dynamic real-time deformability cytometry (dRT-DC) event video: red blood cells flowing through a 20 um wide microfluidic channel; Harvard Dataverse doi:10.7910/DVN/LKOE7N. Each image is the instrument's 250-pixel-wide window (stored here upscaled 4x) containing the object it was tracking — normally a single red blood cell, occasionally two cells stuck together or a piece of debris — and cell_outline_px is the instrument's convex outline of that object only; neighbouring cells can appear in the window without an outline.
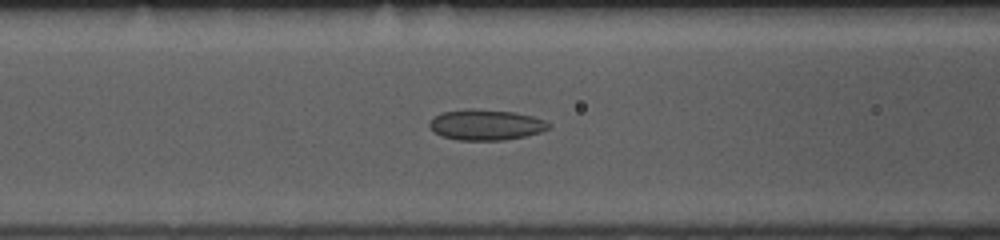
{"species": "common noctule bat (a hibernating species)", "species_latin": "Nyctalus noctula", "temperature_condition": "room temperature", "stored_images_in_passage": 53, "segment_of_instrument_passage": [1, 2], "camera_frame_rate_fps": 3000, "um_per_image_px": 0.085, "animal": {"sex": "female", "body_mass_g": 10.0, "forearm_length_mm": 53.1}, "frame": {"image": 1, "passage_image": 20, "time_ms": 6.333, "image_size_px": [1000, 240], "cell_outline_px": [[552, 124], [548, 128], [540, 132], [524, 136], [504, 140], [460, 140], [444, 136], [432, 132], [428, 124], [436, 116], [444, 112], [468, 108], [472, 108], [516, 112], [532, 116], [544, 120]], "centroid_in_image_um": [41.31, 10.6], "position_along_channel_um": 125.3, "area_um2": 21.21}}
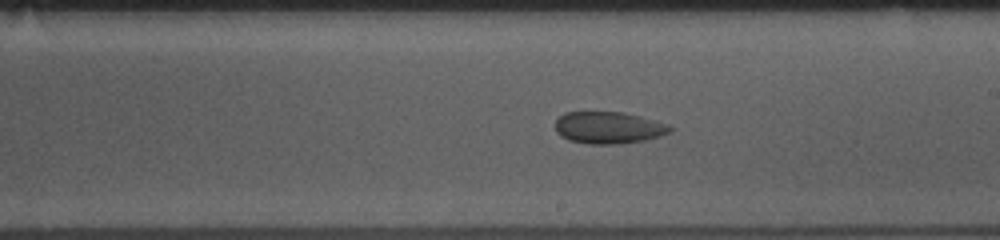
{"frame": {"image": 2, "passage_image": 29, "time_ms": 9.333, "image_size_px": [1000, 240], "cell_outline_px": [[676, 128], [660, 136], [644, 140], [620, 144], [588, 144], [568, 140], [560, 136], [556, 132], [556, 120], [564, 112], [620, 112], [668, 124]], "centroid_in_image_um": [51.7, 10.86], "position_along_channel_um": 237.3, "area_um2": 21.27}}
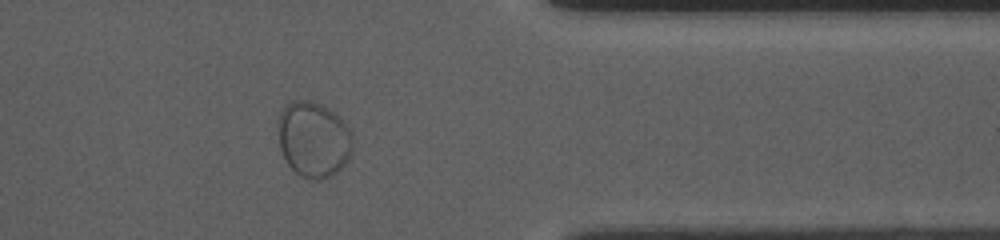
{"frame": {"image": 3, "passage_image": 42, "time_ms": 13.667, "image_size_px": [1000, 240], "cell_outline_px": [[352, 152], [344, 164], [336, 172], [320, 180], [312, 180], [300, 176], [288, 164], [280, 148], [276, 116], [292, 100], [312, 100], [320, 104], [332, 112], [352, 132]], "centroid_in_image_um": [26.61, 11.84], "position_along_channel_um": 384.8, "area_um2": 32.77}}